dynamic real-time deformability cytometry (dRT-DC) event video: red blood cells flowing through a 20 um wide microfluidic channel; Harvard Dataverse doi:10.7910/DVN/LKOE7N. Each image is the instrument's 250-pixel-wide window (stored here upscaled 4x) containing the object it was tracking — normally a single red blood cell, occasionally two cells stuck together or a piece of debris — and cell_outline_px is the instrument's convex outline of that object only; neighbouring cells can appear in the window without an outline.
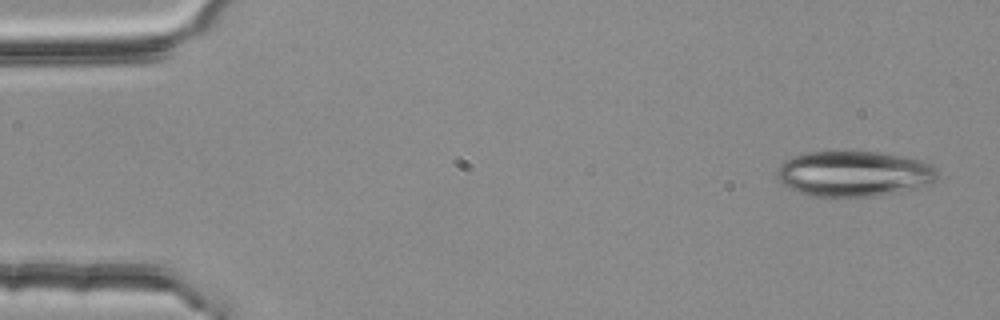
{"species": "common noctule bat (a hibernating species)", "species_latin": "Nyctalus noctula", "temperature_condition": "room temperature", "stored_images_in_passage": 5, "camera_frame_rate_fps": 3000, "um_per_image_px": 0.085, "animal": {"sex": "female", "body_mass_g": 25.1}, "frame": {"image": 1, "passage_image": 1, "time_ms": 0.0, "image_size_px": [1000, 320], "cell_outline_px": [[940, 172], [936, 180], [932, 184], [900, 192], [880, 196], [812, 196], [788, 188], [780, 184], [776, 176], [776, 168], [784, 160], [792, 156], [808, 152], [880, 152], [904, 156], [920, 160], [932, 164]], "centroid_in_image_um": [72.6, 14.77], "position_along_channel_um": 12.4, "area_um2": 43.18}}
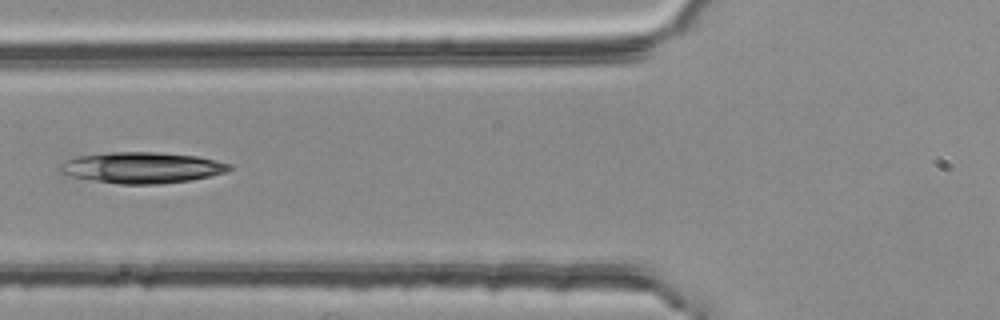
{"frame": {"image": 2, "passage_image": 5, "time_ms": 1.333, "image_size_px": [1000, 320], "cell_outline_px": [[232, 168], [228, 172], [192, 180], [156, 184], [120, 184], [92, 180], [72, 176], [60, 172], [56, 168], [64, 160], [76, 156], [108, 152], [156, 152], [196, 156], [216, 160], [232, 164]], "centroid_in_image_um": [12.05, 14.24], "position_along_channel_um": 113.7, "area_um2": 30.87}}